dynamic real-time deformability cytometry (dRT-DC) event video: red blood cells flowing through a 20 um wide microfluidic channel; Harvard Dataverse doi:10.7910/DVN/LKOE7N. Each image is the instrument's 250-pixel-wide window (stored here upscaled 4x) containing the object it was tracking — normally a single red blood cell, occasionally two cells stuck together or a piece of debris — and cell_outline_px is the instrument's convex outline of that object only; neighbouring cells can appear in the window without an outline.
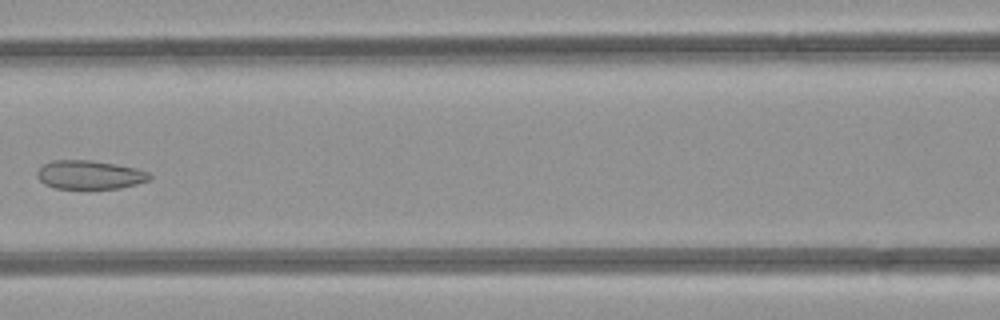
{"species": "common noctule bat (a hibernating species)", "species_latin": "Nyctalus noctula", "temperature_condition": "room temperature", "stored_images_in_passage": 5, "camera_frame_rate_fps": 3000, "um_per_image_px": 0.085, "animal": {"sex": "female", "body_mass_g": 21.9}, "frame": {"image": 1, "passage_image": 5, "time_ms": 5.333, "image_size_px": [1000, 320], "cell_outline_px": [[152, 176], [148, 180], [136, 184], [120, 188], [56, 188], [44, 184], [36, 176], [36, 172], [44, 164], [52, 160], [92, 160], [136, 168], [148, 172]], "centroid_in_image_um": [7.6, 14.85], "position_along_channel_um": 159.0, "area_um2": 18.67}}